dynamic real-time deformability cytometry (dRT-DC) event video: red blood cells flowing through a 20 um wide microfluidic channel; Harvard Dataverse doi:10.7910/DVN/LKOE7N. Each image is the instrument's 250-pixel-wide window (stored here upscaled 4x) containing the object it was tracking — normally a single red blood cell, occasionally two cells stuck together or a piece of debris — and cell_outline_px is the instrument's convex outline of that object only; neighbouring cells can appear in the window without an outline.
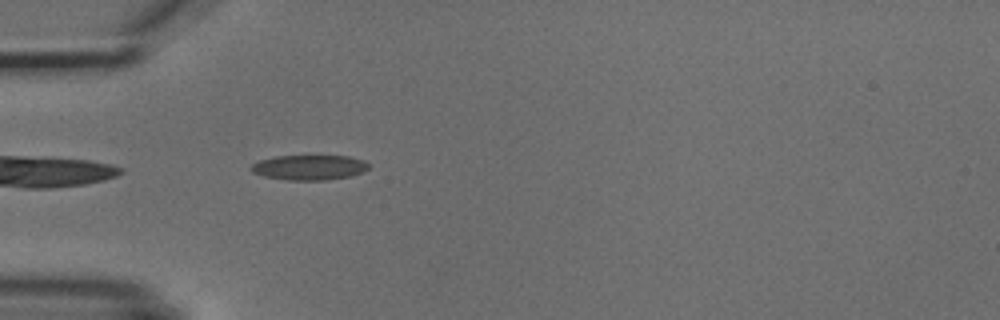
{"species": "common noctule bat (a hibernating species)", "species_latin": "Nyctalus noctula", "temperature_condition": "cold", "stored_images_in_passage": 1, "camera_frame_rate_fps": 3000, "um_per_image_px": 0.085, "animal": {"sex": "male", "body_mass_g": 18.8}, "frame": {"image": 1, "passage_image": 1, "time_ms": 0.0, "image_size_px": [1000, 320], "cell_outline_px": [[368, 168], [352, 176], [324, 180], [288, 180], [264, 176], [252, 172], [248, 168], [252, 164], [260, 160], [276, 156], [348, 156], [364, 160], [368, 164]], "centroid_in_image_um": [26.26, 14.23], "position_along_channel_um": 58.7, "area_um2": 17.05}}